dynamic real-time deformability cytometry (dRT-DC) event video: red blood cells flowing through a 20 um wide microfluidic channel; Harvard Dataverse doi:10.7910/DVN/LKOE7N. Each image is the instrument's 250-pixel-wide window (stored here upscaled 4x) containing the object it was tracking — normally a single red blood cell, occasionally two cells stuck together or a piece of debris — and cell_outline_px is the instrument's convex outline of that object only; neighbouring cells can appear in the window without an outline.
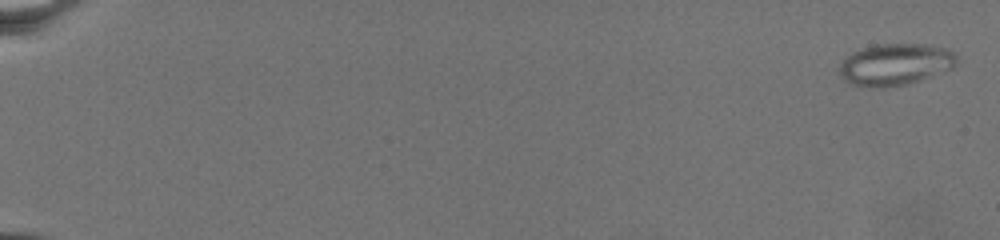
{"species": "common noctule bat (a hibernating species)", "species_latin": "Nyctalus noctula", "temperature_condition": "warm", "stored_images_in_passage": 77, "camera_frame_rate_fps": 3000, "um_per_image_px": 0.085, "animal": {"sex": "female", "body_mass_g": 19.5, "forearm_length_mm": 54.1}, "frame": {"image": 1, "passage_image": 3, "time_ms": 0.667, "image_size_px": [1000, 240], "cell_outline_px": [[956, 64], [952, 68], [908, 84], [880, 88], [872, 88], [852, 84], [844, 80], [840, 76], [840, 64], [852, 52], [876, 44], [924, 44], [948, 48], [956, 56]], "centroid_in_image_um": [76.09, 5.48], "position_along_channel_um": 8.9, "area_um2": 28.38}}
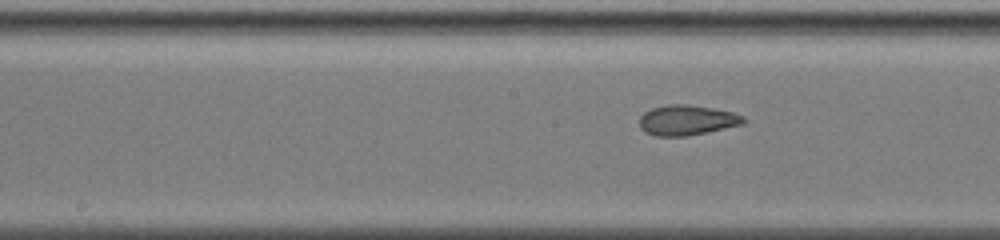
{"frame": {"image": 2, "passage_image": 44, "time_ms": 14.333, "image_size_px": [1000, 240], "cell_outline_px": [[748, 120], [744, 124], [688, 136], [656, 136], [644, 132], [640, 128], [640, 116], [644, 112], [652, 108], [668, 104], [688, 104], [712, 108], [732, 112], [744, 116]], "centroid_in_image_um": [58.4, 10.21], "position_along_channel_um": 189.8, "area_um2": 18.44}}
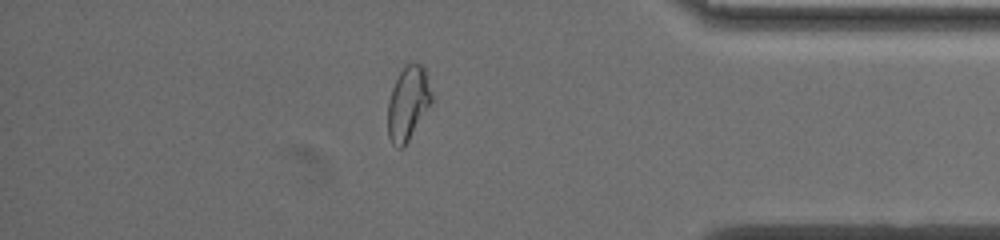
{"frame": {"image": 3, "passage_image": 68, "time_ms": 22.333, "image_size_px": [1000, 240], "cell_outline_px": [[432, 100], [408, 140], [400, 148], [396, 148], [392, 144], [388, 136], [388, 100], [392, 88], [400, 72], [412, 60], [420, 64], [424, 68], [432, 96]], "centroid_in_image_um": [34.65, 8.76], "position_along_channel_um": 400.5, "area_um2": 18.38}}